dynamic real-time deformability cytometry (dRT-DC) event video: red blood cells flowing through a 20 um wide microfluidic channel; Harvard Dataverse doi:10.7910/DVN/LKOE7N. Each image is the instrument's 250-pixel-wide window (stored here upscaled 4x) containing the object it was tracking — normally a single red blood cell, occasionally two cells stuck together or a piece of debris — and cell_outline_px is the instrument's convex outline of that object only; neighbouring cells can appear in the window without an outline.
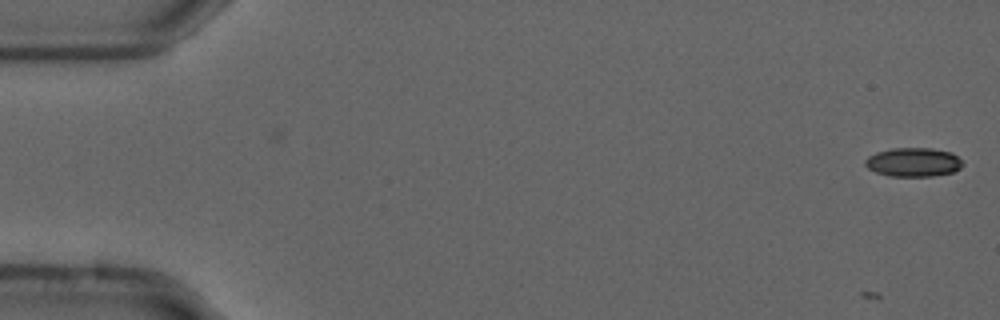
{"species": "common noctule bat (a hibernating species)", "species_latin": "Nyctalus noctula", "temperature_condition": "cold", "stored_images_in_passage": 55, "camera_frame_rate_fps": 3000, "um_per_image_px": 0.085, "animal": {"sex": "male", "forearm_length_mm": 52.5}, "frame": {"image": 1, "passage_image": 1, "time_ms": 0.0, "image_size_px": [1000, 320], "cell_outline_px": [[964, 164], [960, 168], [952, 172], [932, 176], [888, 176], [876, 172], [868, 168], [864, 164], [864, 160], [868, 156], [876, 152], [892, 148], [932, 148], [952, 152]], "centroid_in_image_um": [77.61, 13.78], "position_along_channel_um": 7.4, "area_um2": 16.47}}